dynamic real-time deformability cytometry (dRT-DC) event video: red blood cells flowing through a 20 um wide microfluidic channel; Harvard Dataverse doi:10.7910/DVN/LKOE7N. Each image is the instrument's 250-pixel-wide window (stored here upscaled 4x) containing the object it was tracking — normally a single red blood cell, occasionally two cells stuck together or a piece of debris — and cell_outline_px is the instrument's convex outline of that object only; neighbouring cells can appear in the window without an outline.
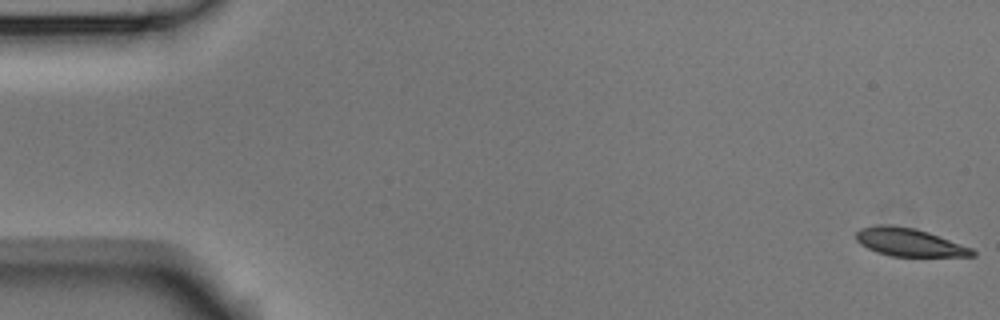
{"species": "Egyptian fruit bat (a non-hibernating species)", "species_latin": "Rousettus aegyptiacus", "temperature_condition": "room temperature", "stored_images_in_passage": 8, "camera_frame_rate_fps": 3000, "um_per_image_px": 0.085, "animal": {"sex": "male"}, "frame": {"image": 1, "passage_image": 1, "time_ms": 0.0, "image_size_px": [1000, 320], "cell_outline_px": [[976, 256], [892, 256], [876, 252], [860, 244], [856, 240], [856, 232], [860, 228], [876, 224], [892, 224], [916, 228], [928, 232], [972, 248], [976, 252]], "centroid_in_image_um": [77.25, 20.57], "position_along_channel_um": 7.8, "area_um2": 19.07}}
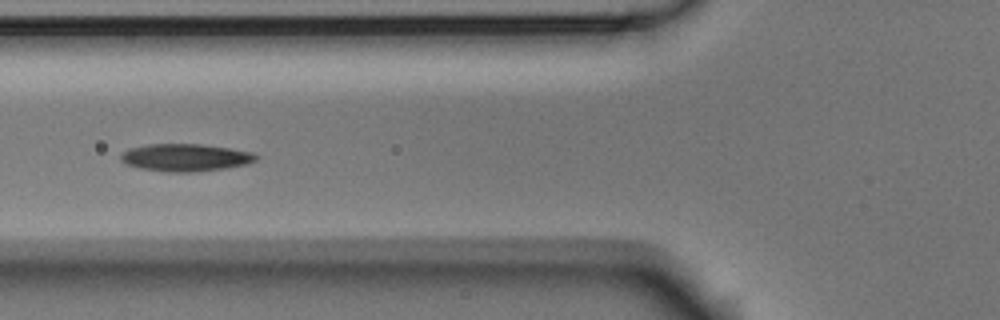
{"frame": {"image": 2, "passage_image": 6, "time_ms": 1.667, "image_size_px": [1000, 320], "cell_outline_px": [[260, 156], [256, 160], [248, 164], [224, 168], [192, 172], [168, 172], [140, 168], [124, 164], [120, 160], [120, 156], [128, 148], [148, 144], [200, 144], [232, 148], [252, 152]], "centroid_in_image_um": [15.77, 13.38], "position_along_channel_um": 110.0, "area_um2": 21.79}}
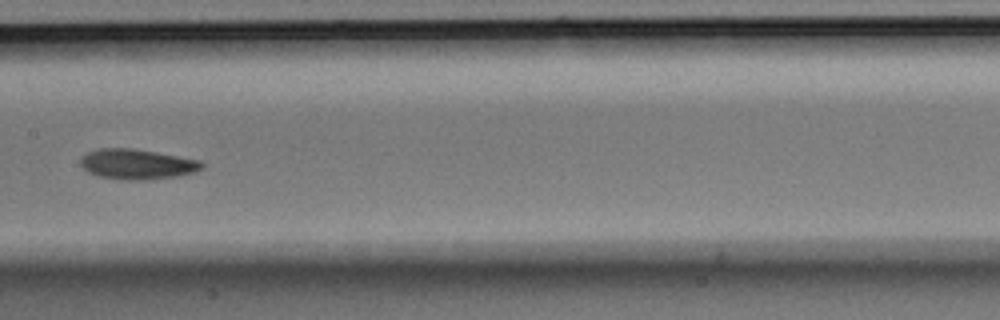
{"frame": {"image": 3, "passage_image": 8, "time_ms": 2.333, "image_size_px": [1000, 320], "cell_outline_px": [[204, 168], [196, 172], [176, 176], [148, 180], [120, 180], [100, 176], [88, 172], [80, 164], [80, 160], [88, 152], [100, 148], [132, 148], [156, 152], [200, 160], [204, 164]], "centroid_in_image_um": [11.68, 13.96], "position_along_channel_um": 195.7, "area_um2": 21.39}}